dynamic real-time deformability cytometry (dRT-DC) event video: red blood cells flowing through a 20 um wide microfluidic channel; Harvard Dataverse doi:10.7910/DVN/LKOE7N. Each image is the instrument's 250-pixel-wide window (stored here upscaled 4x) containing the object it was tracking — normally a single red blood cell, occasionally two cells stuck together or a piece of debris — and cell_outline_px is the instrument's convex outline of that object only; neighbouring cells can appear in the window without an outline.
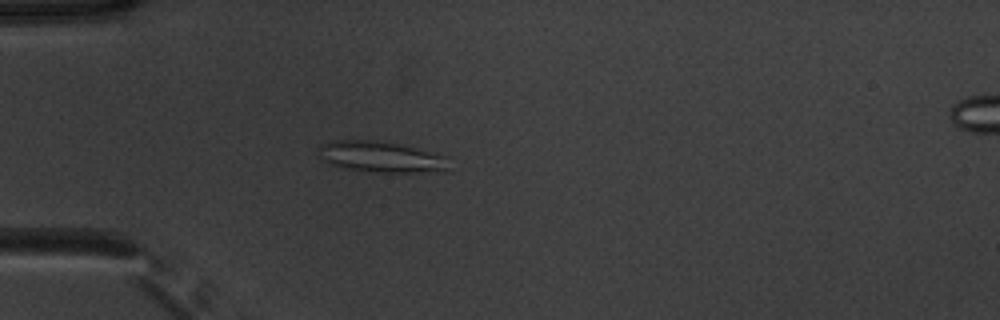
{"species": "common noctule bat (a hibernating species)", "species_latin": "Nyctalus noctula", "temperature_condition": "warm", "stored_images_in_passage": 37, "camera_frame_rate_fps": 3000, "um_per_image_px": 0.085, "animal": {"sex": "male", "body_mass_g": 20.1, "forearm_length_mm": 53.5}, "frame": {"image": 1, "passage_image": 1, "time_ms": 0.0, "image_size_px": [1000, 320], "cell_outline_px": [[444, 172], [380, 172], [344, 168], [320, 160], [316, 148], [320, 144], [332, 140], [376, 140], [400, 144], [444, 156]], "centroid_in_image_um": [32.24, 13.32], "position_along_channel_um": 52.8, "area_um2": 23.29}}
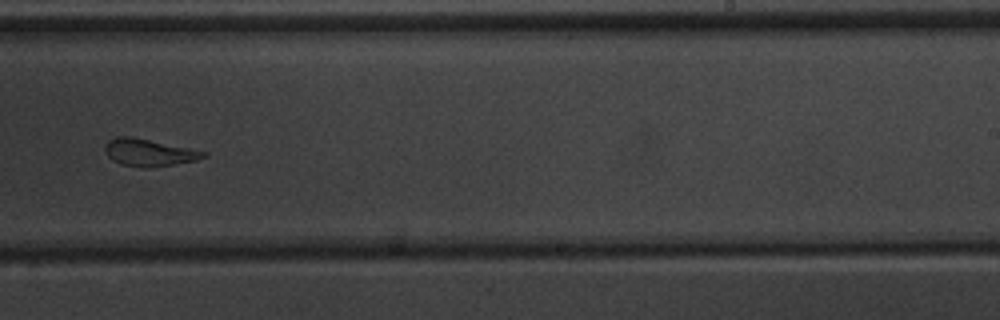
{"frame": {"image": 2, "passage_image": 19, "time_ms": 6.0, "image_size_px": [1000, 320], "cell_outline_px": [[208, 156], [196, 160], [172, 164], [120, 164], [112, 160], [104, 152], [104, 148], [108, 140], [116, 136], [132, 136], [208, 152]], "centroid_in_image_um": [12.64, 12.9], "position_along_channel_um": 276.4, "area_um2": 14.85}}
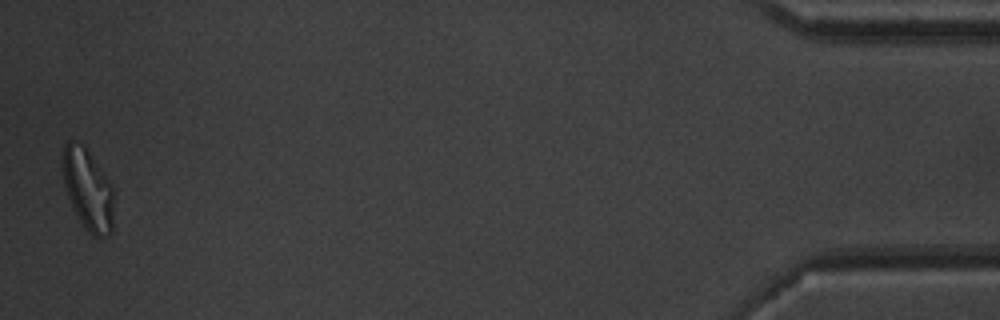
{"frame": {"image": 3, "passage_image": 37, "time_ms": 12.0, "image_size_px": [1000, 320], "cell_outline_px": [[112, 232], [108, 236], [100, 240], [92, 236], [88, 232], [72, 208], [64, 184], [64, 144], [68, 140], [72, 140], [84, 144], [112, 188]], "centroid_in_image_um": [7.47, 16.16], "position_along_channel_um": 427.7, "area_um2": 23.76}, "authors_computed_cell_mechanics": {"area_um2": 16.4152, "velocity_mm_per_s": 3.9268, "shape_relaxation_time_tau1_ms": null, "shape_relaxation_time_tau2_ms": 2.4728, "deformation_change_tau1": null, "deformation_change_tau2": 0.1057}}